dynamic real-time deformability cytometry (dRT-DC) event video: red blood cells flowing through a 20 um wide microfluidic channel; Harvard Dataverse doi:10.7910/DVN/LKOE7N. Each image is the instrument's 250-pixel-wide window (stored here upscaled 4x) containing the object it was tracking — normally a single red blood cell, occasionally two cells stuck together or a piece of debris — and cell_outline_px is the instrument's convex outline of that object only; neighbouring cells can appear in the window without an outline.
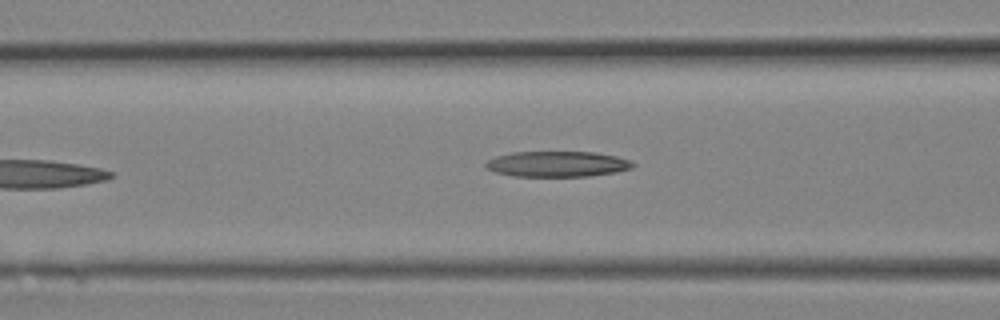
{"species": "Egyptian fruit bat (a non-hibernating species)", "species_latin": "Rousettus aegyptiacus", "temperature_condition": "room temperature", "stored_images_in_passage": 8, "segment_of_instrument_passage": [2, 2], "camera_frame_rate_fps": 3000, "um_per_image_px": 0.085, "animal": {"sex": "female"}, "frame": {"image": 1, "passage_image": 8, "time_ms": 2.333, "image_size_px": [1000, 320], "cell_outline_px": [[636, 164], [632, 168], [616, 172], [588, 176], [512, 176], [496, 172], [484, 168], [484, 164], [488, 160], [496, 156], [512, 152], [596, 152], [616, 156], [628, 160]], "centroid_in_image_um": [47.35, 13.94], "position_along_channel_um": 119.3, "area_um2": 21.96}}